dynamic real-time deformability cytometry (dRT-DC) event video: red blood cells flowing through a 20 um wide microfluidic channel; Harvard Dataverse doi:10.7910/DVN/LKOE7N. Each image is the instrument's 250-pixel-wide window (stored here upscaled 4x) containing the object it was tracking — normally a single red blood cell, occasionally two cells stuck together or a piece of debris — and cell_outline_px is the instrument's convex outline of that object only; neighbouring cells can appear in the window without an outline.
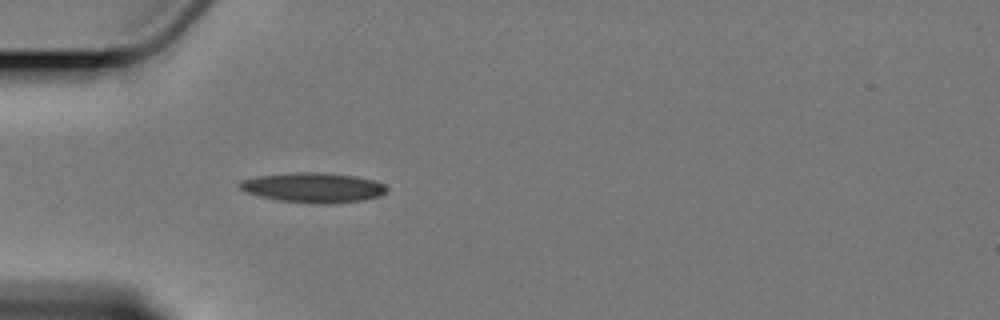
{"species": "Egyptian fruit bat (a non-hibernating species)", "species_latin": "Rousettus aegyptiacus", "temperature_condition": "cold", "stored_images_in_passage": 4, "camera_frame_rate_fps": 3000, "um_per_image_px": 0.085, "animal": {"sex": "female"}, "frame": {"image": 1, "passage_image": 4, "time_ms": 4.667, "image_size_px": [1000, 320], "cell_outline_px": [[388, 192], [380, 196], [364, 200], [332, 204], [316, 204], [280, 200], [260, 196], [248, 192], [240, 188], [236, 184], [240, 180], [256, 176], [296, 172], [320, 172], [352, 176], [376, 180], [384, 184], [388, 188]], "centroid_in_image_um": [26.66, 15.95], "position_along_channel_um": 58.3, "area_um2": 25.78}}